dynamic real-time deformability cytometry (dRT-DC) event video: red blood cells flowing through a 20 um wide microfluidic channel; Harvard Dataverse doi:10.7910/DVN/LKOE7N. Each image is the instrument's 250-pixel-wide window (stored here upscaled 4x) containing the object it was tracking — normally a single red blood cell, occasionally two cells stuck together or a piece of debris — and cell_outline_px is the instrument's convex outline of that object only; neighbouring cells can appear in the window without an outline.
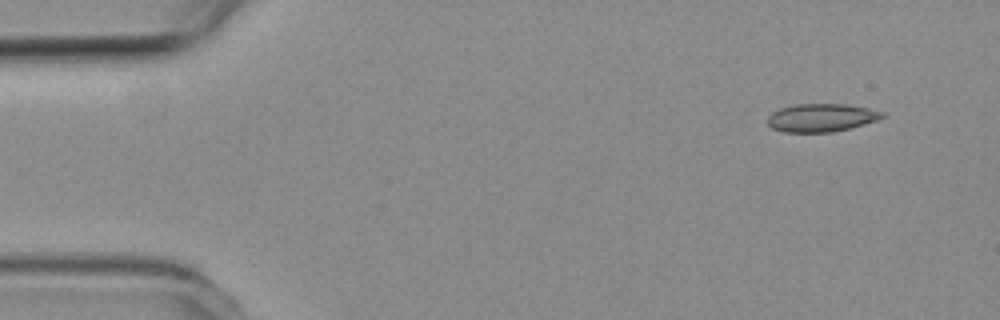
{"species": "common noctule bat (a hibernating species)", "species_latin": "Nyctalus noctula", "temperature_condition": "room temperature", "stored_images_in_passage": 49, "camera_frame_rate_fps": 3000, "um_per_image_px": 0.085, "animal": {"sex": "female", "body_mass_g": 19.3, "forearm_length_mm": 54.1}, "frame": {"image": 1, "passage_image": 1, "time_ms": 0.0, "image_size_px": [1000, 320], "cell_outline_px": [[884, 116], [876, 120], [848, 128], [832, 132], [784, 132], [772, 128], [768, 124], [768, 116], [772, 112], [780, 108], [796, 104], [844, 104], [868, 108], [884, 112]], "centroid_in_image_um": [69.77, 10.0], "position_along_channel_um": 15.2, "area_um2": 18.55}}
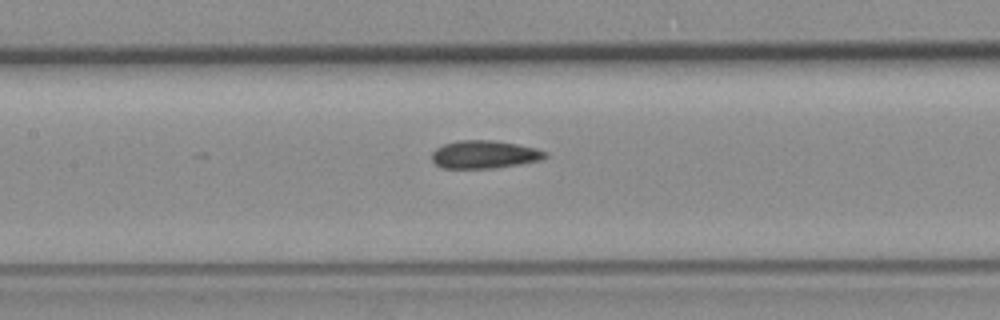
{"frame": {"image": 2, "passage_image": 21, "time_ms": 6.667, "image_size_px": [1000, 320], "cell_outline_px": [[548, 156], [540, 160], [520, 164], [496, 168], [440, 168], [432, 160], [432, 152], [436, 148], [444, 144], [460, 140], [492, 140], [516, 144], [536, 148], [548, 152]], "centroid_in_image_um": [41.18, 13.13], "position_along_channel_um": 166.2, "area_um2": 18.5}}
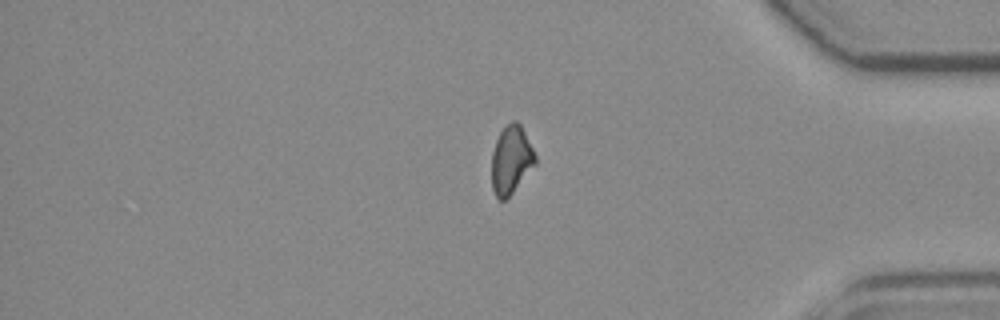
{"frame": {"image": 3, "passage_image": 41, "time_ms": 13.333, "image_size_px": [1000, 320], "cell_outline_px": [[536, 164], [512, 192], [504, 200], [500, 200], [496, 196], [492, 188], [492, 152], [496, 140], [500, 132], [512, 120], [516, 120], [520, 124], [536, 156]], "centroid_in_image_um": [43.44, 13.58], "position_along_channel_um": 391.8, "area_um2": 16.99}}